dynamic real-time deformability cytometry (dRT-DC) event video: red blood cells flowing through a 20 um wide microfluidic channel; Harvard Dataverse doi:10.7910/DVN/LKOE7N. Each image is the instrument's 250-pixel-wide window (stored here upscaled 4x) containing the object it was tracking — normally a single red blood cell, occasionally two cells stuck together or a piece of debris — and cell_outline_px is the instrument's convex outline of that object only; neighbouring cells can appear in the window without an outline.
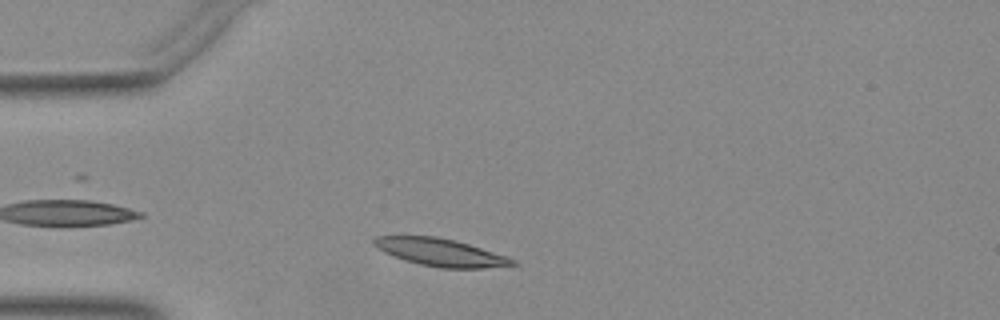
{"species": "Egyptian fruit bat (a non-hibernating species)", "species_latin": "Rousettus aegyptiacus", "temperature_condition": "warm", "stored_images_in_passage": 42, "camera_frame_rate_fps": 3000, "um_per_image_px": 0.085, "animal": {"sex": "female"}, "frame": {"image": 1, "passage_image": 10, "time_ms": 3.0, "image_size_px": [1000, 320], "cell_outline_px": [[520, 264], [484, 268], [440, 268], [420, 264], [404, 260], [384, 252], [376, 248], [372, 244], [372, 240], [376, 236], [436, 236], [468, 244], [516, 260]], "centroid_in_image_um": [37.39, 21.45], "position_along_channel_um": 47.6, "area_um2": 22.02}}
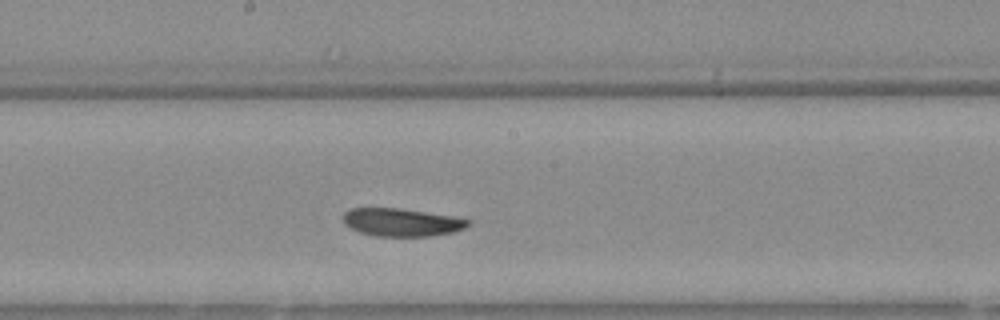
{"frame": {"image": 2, "passage_image": 24, "time_ms": 7.667, "image_size_px": [1000, 320], "cell_outline_px": [[472, 224], [464, 228], [452, 232], [428, 236], [376, 236], [360, 232], [348, 228], [344, 224], [344, 212], [348, 208], [400, 208], [452, 216], [472, 220]], "centroid_in_image_um": [34.13, 18.89], "position_along_channel_um": 214.1, "area_um2": 20.4}}
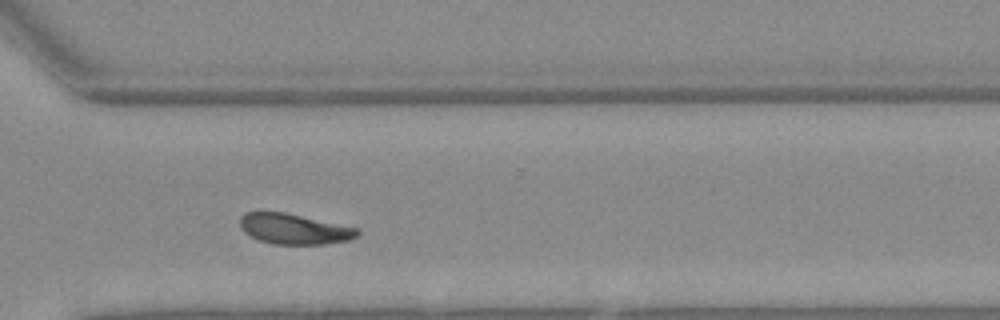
{"frame": {"image": 3, "passage_image": 34, "time_ms": 11.0, "image_size_px": [1000, 320], "cell_outline_px": [[360, 232], [356, 236], [348, 240], [324, 244], [272, 244], [260, 240], [244, 232], [240, 228], [240, 216], [244, 212], [284, 212], [360, 228]], "centroid_in_image_um": [25.0, 19.45], "position_along_channel_um": 345.6, "area_um2": 20.81}}